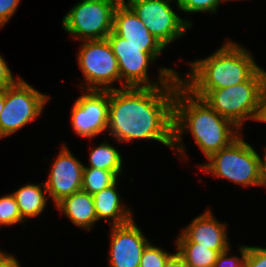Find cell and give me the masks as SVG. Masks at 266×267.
Returning <instances> with one entry per match:
<instances>
[{"label": "cell", "mask_w": 266, "mask_h": 267, "mask_svg": "<svg viewBox=\"0 0 266 267\" xmlns=\"http://www.w3.org/2000/svg\"><path fill=\"white\" fill-rule=\"evenodd\" d=\"M178 86L109 90L107 130L117 142L151 139L173 148L174 98Z\"/></svg>", "instance_id": "cell-1"}, {"label": "cell", "mask_w": 266, "mask_h": 267, "mask_svg": "<svg viewBox=\"0 0 266 267\" xmlns=\"http://www.w3.org/2000/svg\"><path fill=\"white\" fill-rule=\"evenodd\" d=\"M173 130L172 149L179 150V157L185 153L182 136L187 130L192 133L195 143L207 159L228 147L241 135L237 126L219 115L204 99L195 96L182 83L177 87L174 98Z\"/></svg>", "instance_id": "cell-2"}, {"label": "cell", "mask_w": 266, "mask_h": 267, "mask_svg": "<svg viewBox=\"0 0 266 267\" xmlns=\"http://www.w3.org/2000/svg\"><path fill=\"white\" fill-rule=\"evenodd\" d=\"M191 69L182 84L195 96L204 98L211 90L247 81L260 67L239 43L226 41L207 58L190 62Z\"/></svg>", "instance_id": "cell-3"}, {"label": "cell", "mask_w": 266, "mask_h": 267, "mask_svg": "<svg viewBox=\"0 0 266 267\" xmlns=\"http://www.w3.org/2000/svg\"><path fill=\"white\" fill-rule=\"evenodd\" d=\"M117 58L120 73V88L124 87H157L179 86L181 77L171 68L160 67L158 80L148 78V65L162 53L164 46H134L113 31L106 38Z\"/></svg>", "instance_id": "cell-4"}, {"label": "cell", "mask_w": 266, "mask_h": 267, "mask_svg": "<svg viewBox=\"0 0 266 267\" xmlns=\"http://www.w3.org/2000/svg\"><path fill=\"white\" fill-rule=\"evenodd\" d=\"M265 89L266 71L260 67L247 81L211 90L203 99L240 129L247 119L261 120Z\"/></svg>", "instance_id": "cell-5"}, {"label": "cell", "mask_w": 266, "mask_h": 267, "mask_svg": "<svg viewBox=\"0 0 266 267\" xmlns=\"http://www.w3.org/2000/svg\"><path fill=\"white\" fill-rule=\"evenodd\" d=\"M239 136L228 147L212 154L199 167L216 178H225L241 186H259L260 156Z\"/></svg>", "instance_id": "cell-6"}, {"label": "cell", "mask_w": 266, "mask_h": 267, "mask_svg": "<svg viewBox=\"0 0 266 267\" xmlns=\"http://www.w3.org/2000/svg\"><path fill=\"white\" fill-rule=\"evenodd\" d=\"M121 0H81L62 19V27L80 41L106 39Z\"/></svg>", "instance_id": "cell-7"}, {"label": "cell", "mask_w": 266, "mask_h": 267, "mask_svg": "<svg viewBox=\"0 0 266 267\" xmlns=\"http://www.w3.org/2000/svg\"><path fill=\"white\" fill-rule=\"evenodd\" d=\"M48 100V95L37 91L21 77L6 87L5 104L0 113V139L35 121Z\"/></svg>", "instance_id": "cell-8"}, {"label": "cell", "mask_w": 266, "mask_h": 267, "mask_svg": "<svg viewBox=\"0 0 266 267\" xmlns=\"http://www.w3.org/2000/svg\"><path fill=\"white\" fill-rule=\"evenodd\" d=\"M78 52V65L85 77L82 90H113L120 81L116 56L107 39L84 40Z\"/></svg>", "instance_id": "cell-9"}, {"label": "cell", "mask_w": 266, "mask_h": 267, "mask_svg": "<svg viewBox=\"0 0 266 267\" xmlns=\"http://www.w3.org/2000/svg\"><path fill=\"white\" fill-rule=\"evenodd\" d=\"M149 32L166 47L183 37L192 23L182 19L170 6L174 0H123Z\"/></svg>", "instance_id": "cell-10"}, {"label": "cell", "mask_w": 266, "mask_h": 267, "mask_svg": "<svg viewBox=\"0 0 266 267\" xmlns=\"http://www.w3.org/2000/svg\"><path fill=\"white\" fill-rule=\"evenodd\" d=\"M71 111V125L77 135L93 138L107 130L109 90H85Z\"/></svg>", "instance_id": "cell-11"}, {"label": "cell", "mask_w": 266, "mask_h": 267, "mask_svg": "<svg viewBox=\"0 0 266 267\" xmlns=\"http://www.w3.org/2000/svg\"><path fill=\"white\" fill-rule=\"evenodd\" d=\"M83 169L84 165L80 160L63 145L44 183L55 206L65 197L82 190Z\"/></svg>", "instance_id": "cell-12"}, {"label": "cell", "mask_w": 266, "mask_h": 267, "mask_svg": "<svg viewBox=\"0 0 266 267\" xmlns=\"http://www.w3.org/2000/svg\"><path fill=\"white\" fill-rule=\"evenodd\" d=\"M111 227L109 267H139L143 250L150 242L134 219Z\"/></svg>", "instance_id": "cell-13"}, {"label": "cell", "mask_w": 266, "mask_h": 267, "mask_svg": "<svg viewBox=\"0 0 266 267\" xmlns=\"http://www.w3.org/2000/svg\"><path fill=\"white\" fill-rule=\"evenodd\" d=\"M176 243H197V246H204L220 253L230 249L226 224L220 223L210 209L185 227L177 237Z\"/></svg>", "instance_id": "cell-14"}, {"label": "cell", "mask_w": 266, "mask_h": 267, "mask_svg": "<svg viewBox=\"0 0 266 267\" xmlns=\"http://www.w3.org/2000/svg\"><path fill=\"white\" fill-rule=\"evenodd\" d=\"M112 31L134 46H163L123 0L115 8Z\"/></svg>", "instance_id": "cell-15"}, {"label": "cell", "mask_w": 266, "mask_h": 267, "mask_svg": "<svg viewBox=\"0 0 266 267\" xmlns=\"http://www.w3.org/2000/svg\"><path fill=\"white\" fill-rule=\"evenodd\" d=\"M116 186L117 181L113 185L93 195L97 222L104 219L109 222L110 226H116L127 224L134 219L130 212L131 209L121 204L120 194Z\"/></svg>", "instance_id": "cell-16"}, {"label": "cell", "mask_w": 266, "mask_h": 267, "mask_svg": "<svg viewBox=\"0 0 266 267\" xmlns=\"http://www.w3.org/2000/svg\"><path fill=\"white\" fill-rule=\"evenodd\" d=\"M76 226L90 231L97 221L93 195L80 190L65 197L56 205Z\"/></svg>", "instance_id": "cell-17"}, {"label": "cell", "mask_w": 266, "mask_h": 267, "mask_svg": "<svg viewBox=\"0 0 266 267\" xmlns=\"http://www.w3.org/2000/svg\"><path fill=\"white\" fill-rule=\"evenodd\" d=\"M46 193L47 190L44 183L38 185L27 184L12 193L17 202L21 217L25 221L26 217H37L44 211L47 203Z\"/></svg>", "instance_id": "cell-18"}, {"label": "cell", "mask_w": 266, "mask_h": 267, "mask_svg": "<svg viewBox=\"0 0 266 267\" xmlns=\"http://www.w3.org/2000/svg\"><path fill=\"white\" fill-rule=\"evenodd\" d=\"M89 166L106 171H113L118 176L122 173V156L120 152L106 141L95 147L89 157Z\"/></svg>", "instance_id": "cell-19"}, {"label": "cell", "mask_w": 266, "mask_h": 267, "mask_svg": "<svg viewBox=\"0 0 266 267\" xmlns=\"http://www.w3.org/2000/svg\"><path fill=\"white\" fill-rule=\"evenodd\" d=\"M177 253L191 267H214L219 251L197 246V243H176Z\"/></svg>", "instance_id": "cell-20"}, {"label": "cell", "mask_w": 266, "mask_h": 267, "mask_svg": "<svg viewBox=\"0 0 266 267\" xmlns=\"http://www.w3.org/2000/svg\"><path fill=\"white\" fill-rule=\"evenodd\" d=\"M117 180L118 175L113 171H106L100 168L84 166L82 190L94 195L113 185Z\"/></svg>", "instance_id": "cell-21"}, {"label": "cell", "mask_w": 266, "mask_h": 267, "mask_svg": "<svg viewBox=\"0 0 266 267\" xmlns=\"http://www.w3.org/2000/svg\"><path fill=\"white\" fill-rule=\"evenodd\" d=\"M24 222L12 193L0 197V228L2 225L11 226Z\"/></svg>", "instance_id": "cell-22"}, {"label": "cell", "mask_w": 266, "mask_h": 267, "mask_svg": "<svg viewBox=\"0 0 266 267\" xmlns=\"http://www.w3.org/2000/svg\"><path fill=\"white\" fill-rule=\"evenodd\" d=\"M172 254L149 243L143 250L139 267H164Z\"/></svg>", "instance_id": "cell-23"}, {"label": "cell", "mask_w": 266, "mask_h": 267, "mask_svg": "<svg viewBox=\"0 0 266 267\" xmlns=\"http://www.w3.org/2000/svg\"><path fill=\"white\" fill-rule=\"evenodd\" d=\"M230 0H177V6L186 13L209 12L215 13L220 2Z\"/></svg>", "instance_id": "cell-24"}, {"label": "cell", "mask_w": 266, "mask_h": 267, "mask_svg": "<svg viewBox=\"0 0 266 267\" xmlns=\"http://www.w3.org/2000/svg\"><path fill=\"white\" fill-rule=\"evenodd\" d=\"M226 250L218 255L214 267H244V259L247 253V246H239V252L241 253V258L237 256L229 257Z\"/></svg>", "instance_id": "cell-25"}, {"label": "cell", "mask_w": 266, "mask_h": 267, "mask_svg": "<svg viewBox=\"0 0 266 267\" xmlns=\"http://www.w3.org/2000/svg\"><path fill=\"white\" fill-rule=\"evenodd\" d=\"M244 267H266V248L247 246Z\"/></svg>", "instance_id": "cell-26"}, {"label": "cell", "mask_w": 266, "mask_h": 267, "mask_svg": "<svg viewBox=\"0 0 266 267\" xmlns=\"http://www.w3.org/2000/svg\"><path fill=\"white\" fill-rule=\"evenodd\" d=\"M21 0H0V28L8 23Z\"/></svg>", "instance_id": "cell-27"}, {"label": "cell", "mask_w": 266, "mask_h": 267, "mask_svg": "<svg viewBox=\"0 0 266 267\" xmlns=\"http://www.w3.org/2000/svg\"><path fill=\"white\" fill-rule=\"evenodd\" d=\"M19 78L20 77L15 79V77H13L7 62L0 55V89L13 85Z\"/></svg>", "instance_id": "cell-28"}, {"label": "cell", "mask_w": 266, "mask_h": 267, "mask_svg": "<svg viewBox=\"0 0 266 267\" xmlns=\"http://www.w3.org/2000/svg\"><path fill=\"white\" fill-rule=\"evenodd\" d=\"M164 267H191L177 252L172 253Z\"/></svg>", "instance_id": "cell-29"}, {"label": "cell", "mask_w": 266, "mask_h": 267, "mask_svg": "<svg viewBox=\"0 0 266 267\" xmlns=\"http://www.w3.org/2000/svg\"><path fill=\"white\" fill-rule=\"evenodd\" d=\"M0 267H21L20 262L13 255L5 253L0 259Z\"/></svg>", "instance_id": "cell-30"}, {"label": "cell", "mask_w": 266, "mask_h": 267, "mask_svg": "<svg viewBox=\"0 0 266 267\" xmlns=\"http://www.w3.org/2000/svg\"><path fill=\"white\" fill-rule=\"evenodd\" d=\"M265 154L264 158L260 157V182L259 186H265L266 187V146H265Z\"/></svg>", "instance_id": "cell-31"}, {"label": "cell", "mask_w": 266, "mask_h": 267, "mask_svg": "<svg viewBox=\"0 0 266 267\" xmlns=\"http://www.w3.org/2000/svg\"><path fill=\"white\" fill-rule=\"evenodd\" d=\"M260 122H266V89L263 95V109H262V117Z\"/></svg>", "instance_id": "cell-32"}, {"label": "cell", "mask_w": 266, "mask_h": 267, "mask_svg": "<svg viewBox=\"0 0 266 267\" xmlns=\"http://www.w3.org/2000/svg\"><path fill=\"white\" fill-rule=\"evenodd\" d=\"M5 104V88L0 89V113L3 110Z\"/></svg>", "instance_id": "cell-33"}, {"label": "cell", "mask_w": 266, "mask_h": 267, "mask_svg": "<svg viewBox=\"0 0 266 267\" xmlns=\"http://www.w3.org/2000/svg\"><path fill=\"white\" fill-rule=\"evenodd\" d=\"M4 254L5 253L0 250V259L4 256Z\"/></svg>", "instance_id": "cell-34"}]
</instances>
